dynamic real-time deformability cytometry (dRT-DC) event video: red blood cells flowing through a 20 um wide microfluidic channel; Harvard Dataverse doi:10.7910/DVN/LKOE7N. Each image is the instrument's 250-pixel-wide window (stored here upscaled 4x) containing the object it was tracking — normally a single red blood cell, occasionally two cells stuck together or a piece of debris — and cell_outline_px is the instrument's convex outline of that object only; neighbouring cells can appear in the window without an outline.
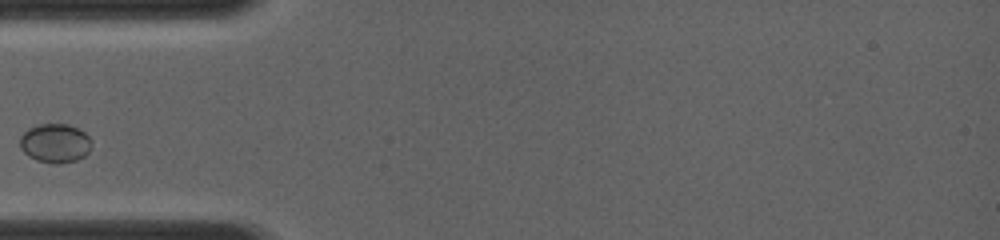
{"species": "common noctule bat (a hibernating species)", "species_latin": "Nyctalus noctula", "temperature_condition": "room temperature", "stored_images_in_passage": 17, "camera_frame_rate_fps": 4000, "um_per_image_px": 0.085, "animal": {"sex": "female", "body_mass_g": 19.0, "forearm_length_mm": 56.7}, "frame": {"image": 1, "passage_image": 1, "time_ms": 0.0, "image_size_px": [1000, 240], "cell_outline_px": [[88, 152], [84, 156], [76, 160], [60, 164], [56, 164], [36, 160], [28, 156], [20, 148], [20, 136], [24, 132], [40, 124], [68, 124], [84, 132], [88, 136]], "centroid_in_image_um": [4.64, 12.18], "position_along_channel_um": 80.4, "area_um2": 15.95}}
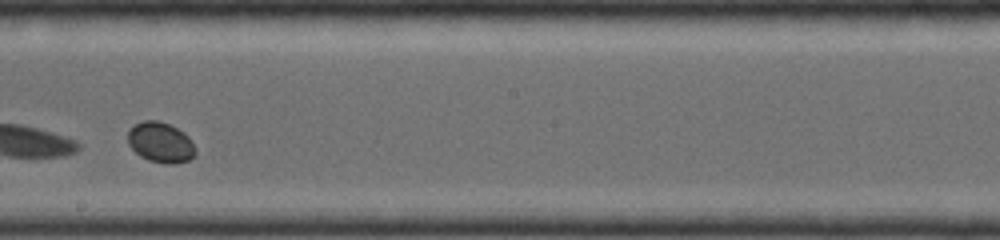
{"frame": {"image": 2, "passage_image": 10, "time_ms": 3.5, "image_size_px": [1000, 240], "cell_outline_px": [[196, 152], [188, 160], [172, 164], [168, 164], [148, 160], [140, 156], [128, 144], [128, 132], [136, 124], [144, 120], [156, 120], [168, 124], [176, 128], [188, 136]], "centroid_in_image_um": [13.63, 12.11], "position_along_channel_um": 234.6, "area_um2": 15.55}}
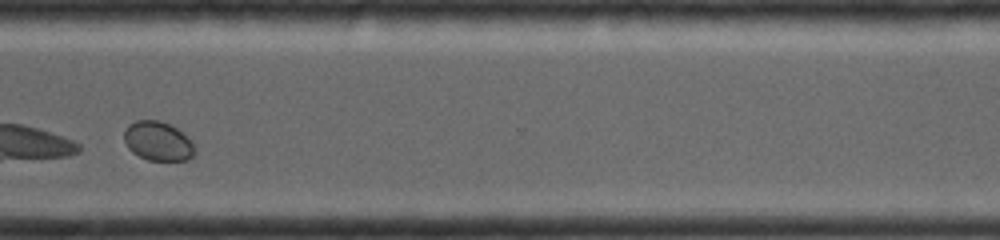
{"frame": {"image": 3, "passage_image": 17, "time_ms": 6.25, "image_size_px": [1000, 240], "cell_outline_px": [[196, 156], [188, 160], [148, 160], [132, 152], [128, 148], [124, 140], [124, 132], [128, 124], [136, 120], [156, 120], [168, 124], [176, 128], [192, 144]], "centroid_in_image_um": [13.39, 12.01], "position_along_channel_um": 357.2, "area_um2": 15.9}}